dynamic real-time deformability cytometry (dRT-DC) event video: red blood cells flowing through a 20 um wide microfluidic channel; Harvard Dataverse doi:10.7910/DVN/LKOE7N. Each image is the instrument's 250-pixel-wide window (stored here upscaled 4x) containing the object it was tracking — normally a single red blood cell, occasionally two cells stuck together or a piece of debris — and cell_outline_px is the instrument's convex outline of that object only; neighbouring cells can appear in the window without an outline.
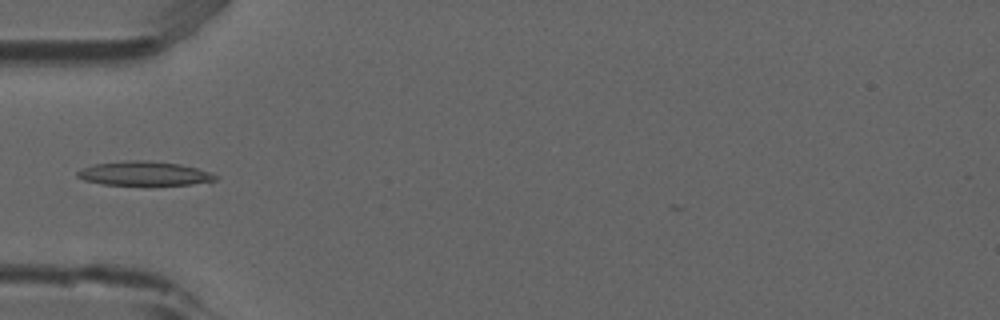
{"species": "common noctule bat (a hibernating species)", "species_latin": "Nyctalus noctula", "temperature_condition": "room temperature", "stored_images_in_passage": 5, "camera_frame_rate_fps": 3000, "um_per_image_px": 0.085, "animal": {"sex": "male", "forearm_length_mm": 52.5}, "frame": {"image": 1, "passage_image": 5, "time_ms": 1.333, "image_size_px": [1000, 320], "cell_outline_px": [[220, 176], [216, 180], [188, 184], [144, 188], [100, 184], [84, 180], [76, 176], [76, 172], [92, 164], [128, 160], [144, 160], [180, 164], [212, 172]], "centroid_in_image_um": [12.25, 14.79], "position_along_channel_um": 72.8, "area_um2": 20.46}}